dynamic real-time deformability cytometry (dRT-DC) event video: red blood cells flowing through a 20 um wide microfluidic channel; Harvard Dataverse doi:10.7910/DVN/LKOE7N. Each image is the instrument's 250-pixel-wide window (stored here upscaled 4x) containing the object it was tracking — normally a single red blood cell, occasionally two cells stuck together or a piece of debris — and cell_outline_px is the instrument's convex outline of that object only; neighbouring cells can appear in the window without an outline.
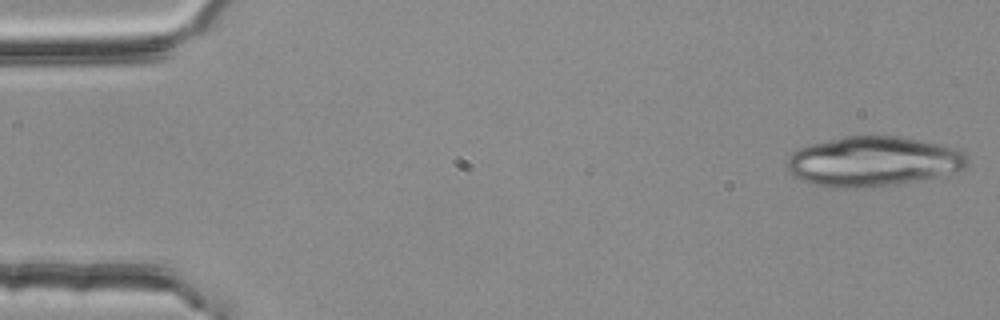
{"species": "common noctule bat (a hibernating species)", "species_latin": "Nyctalus noctula", "temperature_condition": "room temperature", "stored_images_in_passage": 11, "camera_frame_rate_fps": 3000, "um_per_image_px": 0.085, "animal": {"sex": "female", "body_mass_g": 25.1}, "frame": {"image": 1, "passage_image": 1, "time_ms": 0.0, "image_size_px": [1000, 320], "cell_outline_px": [[968, 164], [964, 168], [916, 180], [896, 184], [872, 188], [828, 188], [812, 184], [800, 180], [788, 172], [788, 156], [792, 152], [808, 144], [844, 136], [900, 136], [956, 148], [964, 152], [968, 156]], "centroid_in_image_um": [74.14, 13.72], "position_along_channel_um": 10.9, "area_um2": 52.42}}